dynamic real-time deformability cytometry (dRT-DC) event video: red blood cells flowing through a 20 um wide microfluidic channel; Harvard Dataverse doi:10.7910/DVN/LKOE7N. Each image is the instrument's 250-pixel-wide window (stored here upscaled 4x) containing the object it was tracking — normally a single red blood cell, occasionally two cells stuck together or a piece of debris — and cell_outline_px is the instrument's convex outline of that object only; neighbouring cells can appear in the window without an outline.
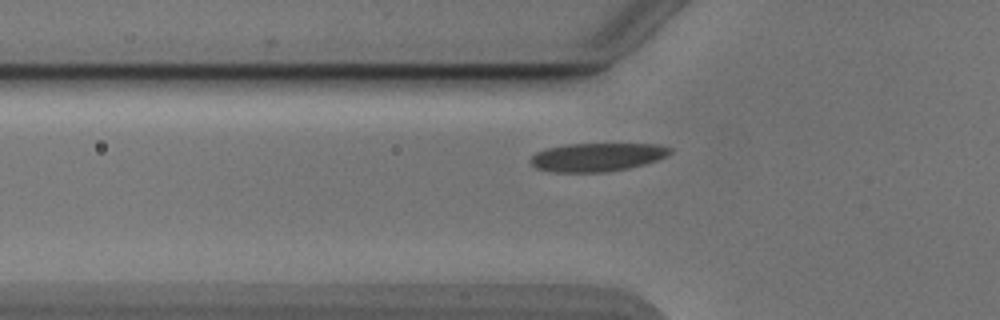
{"species": "Egyptian fruit bat (a non-hibernating species)", "species_latin": "Rousettus aegyptiacus", "temperature_condition": "cold", "stored_images_in_passage": 40, "camera_frame_rate_fps": 3000, "um_per_image_px": 0.085, "animal": {"sex": "male"}, "frame": {"image": 1, "passage_image": 8, "time_ms": 2.333, "image_size_px": [1000, 320], "cell_outline_px": [[672, 152], [656, 160], [644, 164], [628, 168], [608, 172], [552, 172], [536, 168], [528, 160], [536, 152], [544, 148], [564, 144], [656, 144], [672, 148]], "centroid_in_image_um": [50.7, 13.35], "position_along_channel_um": 75.1, "area_um2": 23.18}}
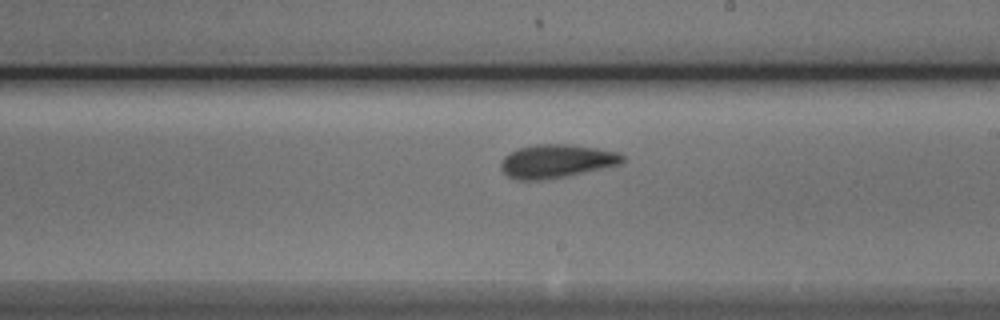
{"frame": {"image": 2, "passage_image": 21, "time_ms": 6.667, "image_size_px": [1000, 320], "cell_outline_px": [[628, 160], [624, 164], [552, 180], [516, 180], [508, 176], [500, 168], [500, 160], [504, 156], [520, 148], [536, 144], [568, 144], [596, 148], [616, 152], [624, 156]], "centroid_in_image_um": [47.35, 13.72], "position_along_channel_um": 241.7, "area_um2": 24.22}}
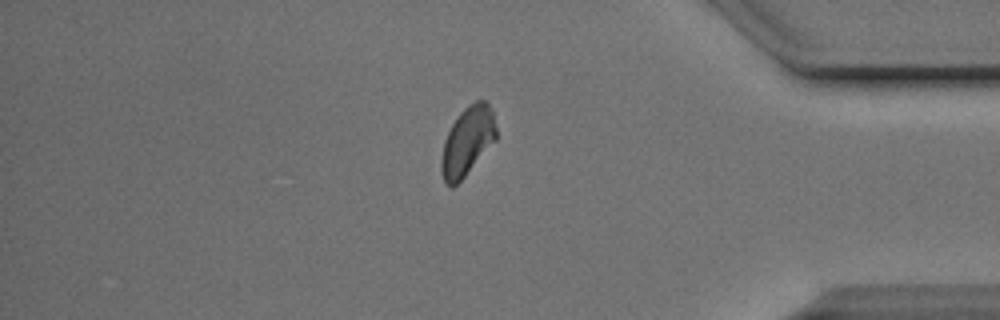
{"frame": {"image": 3, "passage_image": 35, "time_ms": 11.333, "image_size_px": [1000, 320], "cell_outline_px": [[496, 140], [464, 176], [452, 188], [444, 184], [440, 168], [440, 160], [444, 140], [452, 124], [460, 112], [468, 104], [476, 100], [484, 100], [492, 108], [496, 128]], "centroid_in_image_um": [39.71, 12.0], "position_along_channel_um": 395.5, "area_um2": 22.02}}